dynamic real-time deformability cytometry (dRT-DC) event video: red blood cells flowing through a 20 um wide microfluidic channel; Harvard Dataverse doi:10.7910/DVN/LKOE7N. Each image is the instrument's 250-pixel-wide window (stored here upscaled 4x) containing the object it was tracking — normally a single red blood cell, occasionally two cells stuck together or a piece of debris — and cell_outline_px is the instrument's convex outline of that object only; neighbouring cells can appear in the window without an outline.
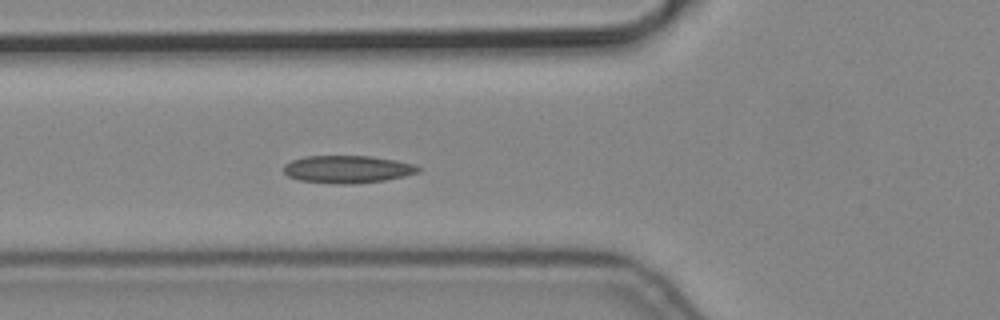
{"species": "common noctule bat (a hibernating species)", "species_latin": "Nyctalus noctula", "temperature_condition": "cold", "stored_images_in_passage": 6, "camera_frame_rate_fps": 3000, "um_per_image_px": 0.085, "animal": {"sex": "male", "body_mass_g": 19.2, "forearm_length_mm": 51.8}, "frame": {"image": 1, "passage_image": 6, "time_ms": 1.667, "image_size_px": [1000, 320], "cell_outline_px": [[420, 172], [404, 176], [384, 180], [352, 184], [336, 184], [300, 180], [288, 176], [284, 172], [284, 164], [292, 160], [304, 156], [372, 156], [396, 160], [412, 164], [420, 168]], "centroid_in_image_um": [29.52, 14.38], "position_along_channel_um": 96.3, "area_um2": 21.56}}